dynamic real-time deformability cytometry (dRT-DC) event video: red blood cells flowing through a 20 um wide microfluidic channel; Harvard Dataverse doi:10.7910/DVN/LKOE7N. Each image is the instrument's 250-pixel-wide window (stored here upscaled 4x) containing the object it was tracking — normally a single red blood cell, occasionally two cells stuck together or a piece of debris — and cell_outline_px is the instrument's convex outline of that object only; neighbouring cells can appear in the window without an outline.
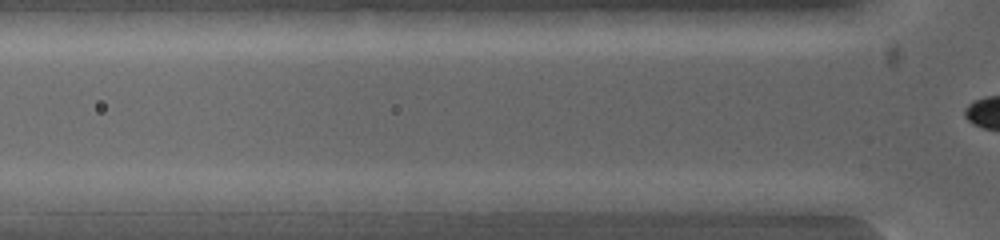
{"species": "common noctule bat (a hibernating species)", "species_latin": "Nyctalus noctula", "temperature_condition": "warm", "stored_images_in_passage": 4, "camera_frame_rate_fps": 5000, "um_per_image_px": 0.085, "animal": {"sex": "female", "body_mass_g": 19.0, "forearm_length_mm": 53.3}, "frame": {"image": 1, "passage_image": 2, "time_ms": 0.2, "image_size_px": [1000, 240], "cell_outline_px": [[660, 200], [652, 208], [568, 212], [496, 212], [492, 200], [508, 192], [644, 192]], "centroid_in_image_um": [48.64, 17.14], "position_along_channel_um": 77.2, "area_um2": 21.5}}